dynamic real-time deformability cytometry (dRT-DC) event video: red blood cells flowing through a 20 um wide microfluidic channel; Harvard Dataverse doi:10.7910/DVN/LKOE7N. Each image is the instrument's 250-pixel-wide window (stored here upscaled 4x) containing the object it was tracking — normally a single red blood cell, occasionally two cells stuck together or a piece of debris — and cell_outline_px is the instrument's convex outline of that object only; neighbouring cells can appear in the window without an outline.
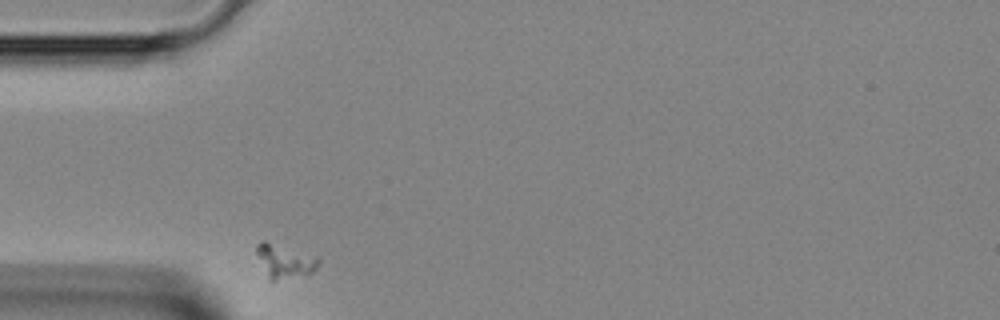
{"species": "Egyptian fruit bat (a non-hibernating species)", "species_latin": "Rousettus aegyptiacus", "temperature_condition": "room temperature", "stored_images_in_passage": 26, "camera_frame_rate_fps": 3000, "um_per_image_px": 0.085, "animal": {"sex": "female"}, "frame": {"image": 1, "passage_image": 1, "time_ms": 0.0, "image_size_px": [1000, 320], "cell_outline_px": [[320, 264], [308, 276], [276, 280], [268, 280], [256, 252], [256, 244], [264, 240], [316, 256], [320, 260]], "centroid_in_image_um": [24.22, 22.22], "position_along_channel_um": 60.8, "area_um2": 12.31}}
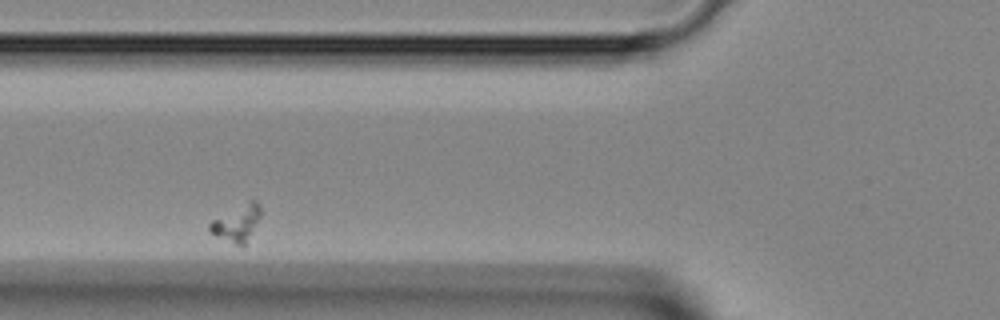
{"frame": {"image": 2, "passage_image": 5, "time_ms": 1.333, "image_size_px": [1000, 320], "cell_outline_px": [[260, 216], [244, 248], [240, 248], [208, 232], [208, 224], [212, 220], [252, 200], [256, 200], [260, 204]], "centroid_in_image_um": [20.12, 19.04], "position_along_channel_um": 105.7, "area_um2": 10.75}}
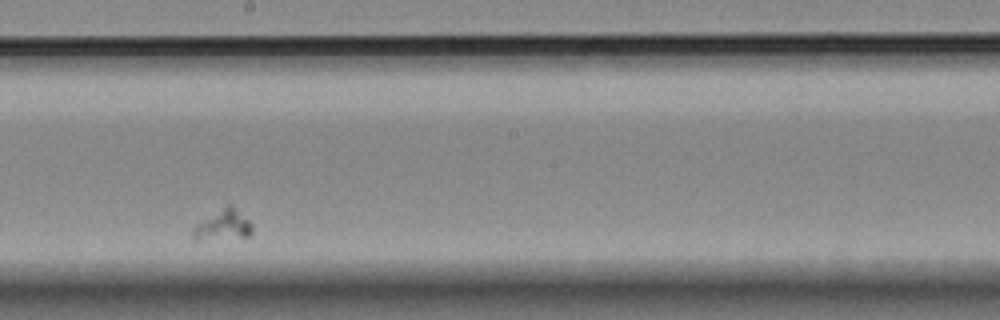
{"frame": {"image": 3, "passage_image": 15, "time_ms": 4.667, "image_size_px": [1000, 320], "cell_outline_px": [[252, 232], [248, 236], [196, 240], [192, 240], [192, 228], [196, 224], [228, 204], [232, 204], [252, 224]], "centroid_in_image_um": [18.94, 19.13], "position_along_channel_um": 229.3, "area_um2": 10.29}}